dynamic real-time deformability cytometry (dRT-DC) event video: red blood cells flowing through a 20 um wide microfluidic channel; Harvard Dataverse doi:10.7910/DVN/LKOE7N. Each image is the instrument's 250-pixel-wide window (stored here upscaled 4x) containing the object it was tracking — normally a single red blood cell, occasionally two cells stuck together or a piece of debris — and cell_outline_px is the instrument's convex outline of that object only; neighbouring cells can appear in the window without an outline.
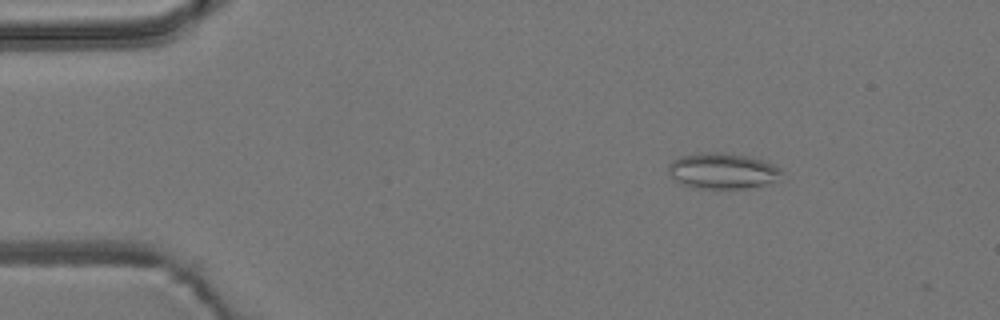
{"species": "common noctule bat (a hibernating species)", "species_latin": "Nyctalus noctula", "temperature_condition": "room temperature", "stored_images_in_passage": 5, "camera_frame_rate_fps": 3000, "um_per_image_px": 0.085, "animal": {"sex": "male", "body_mass_g": 19.2, "forearm_length_mm": 51.8}, "frame": {"image": 1, "passage_image": 1, "time_ms": 0.0, "image_size_px": [1000, 320], "cell_outline_px": [[780, 172], [776, 180], [764, 184], [748, 188], [716, 192], [680, 184], [672, 180], [668, 172], [668, 164], [672, 160], [680, 156], [712, 152], [724, 152], [748, 156], [764, 160], [776, 164], [780, 168]], "centroid_in_image_um": [61.36, 14.57], "position_along_channel_um": 23.6, "area_um2": 24.39}}